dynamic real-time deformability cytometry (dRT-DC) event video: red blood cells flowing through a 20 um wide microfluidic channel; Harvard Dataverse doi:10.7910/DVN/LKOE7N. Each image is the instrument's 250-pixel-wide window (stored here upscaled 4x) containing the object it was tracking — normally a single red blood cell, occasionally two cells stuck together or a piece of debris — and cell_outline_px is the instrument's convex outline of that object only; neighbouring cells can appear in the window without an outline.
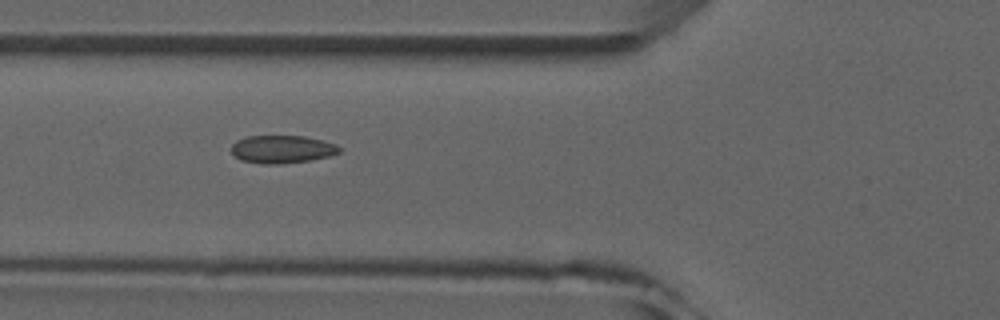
{"species": "common noctule bat (a hibernating species)", "species_latin": "Nyctalus noctula", "temperature_condition": "room temperature", "stored_images_in_passage": 3, "camera_frame_rate_fps": 3000, "um_per_image_px": 0.085, "animal": {"sex": "male", "forearm_length_mm": 52.5}, "frame": {"image": 1, "passage_image": 2, "time_ms": 1.667, "image_size_px": [1000, 320], "cell_outline_px": [[340, 152], [328, 156], [312, 160], [280, 164], [264, 164], [240, 160], [232, 152], [232, 144], [236, 140], [248, 136], [304, 136], [324, 140], [336, 144], [340, 148]], "centroid_in_image_um": [23.99, 12.68], "position_along_channel_um": 101.8, "area_um2": 17.57}}
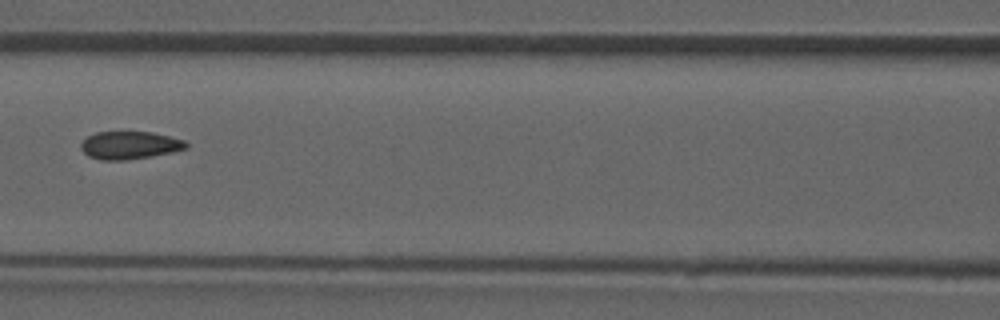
{"frame": {"image": 2, "passage_image": 3, "time_ms": 3.0, "image_size_px": [1000, 320], "cell_outline_px": [[188, 148], [172, 152], [152, 156], [128, 160], [100, 160], [88, 156], [80, 148], [80, 144], [88, 136], [96, 132], [152, 132], [184, 140], [188, 144]], "centroid_in_image_um": [11.02, 12.35], "position_along_channel_um": 155.6, "area_um2": 17.05}}